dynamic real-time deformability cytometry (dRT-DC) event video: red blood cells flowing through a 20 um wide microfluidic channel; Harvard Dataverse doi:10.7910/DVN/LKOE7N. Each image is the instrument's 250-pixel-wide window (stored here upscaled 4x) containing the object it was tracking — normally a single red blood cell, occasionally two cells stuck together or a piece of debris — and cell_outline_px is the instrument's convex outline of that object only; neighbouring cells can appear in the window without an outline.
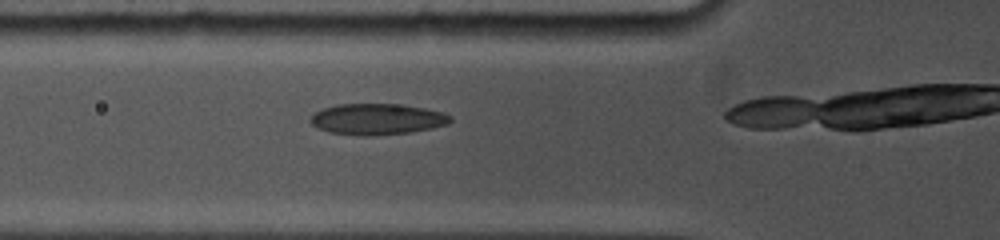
{"species": "common noctule bat (a hibernating species)", "species_latin": "Nyctalus noctula", "temperature_condition": "cold", "stored_images_in_passage": 4, "camera_frame_rate_fps": 5000, "um_per_image_px": 0.085, "animal": {"sex": "female", "body_mass_g": 19.0, "forearm_length_mm": 53.3}, "frame": {"image": 1, "passage_image": 3, "time_ms": 1.0, "image_size_px": [1000, 240], "cell_outline_px": [[452, 120], [448, 124], [432, 128], [412, 132], [376, 136], [360, 136], [328, 132], [316, 128], [308, 120], [316, 112], [324, 108], [336, 104], [404, 104], [424, 108], [440, 112], [452, 116]], "centroid_in_image_um": [32.05, 10.14], "position_along_channel_um": 93.8, "area_um2": 25.61}}